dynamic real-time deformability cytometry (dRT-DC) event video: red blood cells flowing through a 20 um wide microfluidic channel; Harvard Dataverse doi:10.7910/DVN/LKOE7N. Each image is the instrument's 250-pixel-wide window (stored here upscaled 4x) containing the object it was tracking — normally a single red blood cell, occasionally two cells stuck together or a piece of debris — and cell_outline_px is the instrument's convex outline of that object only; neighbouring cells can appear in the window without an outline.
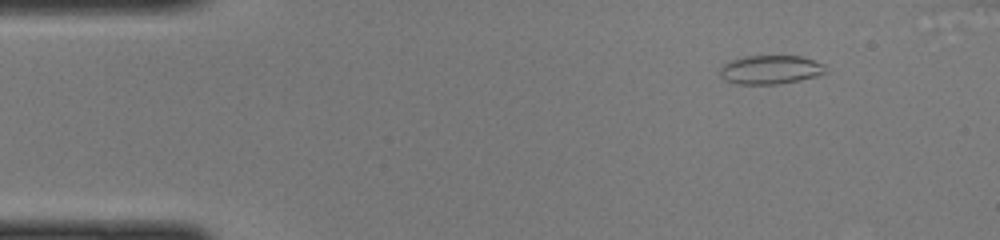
{"species": "common noctule bat (a hibernating species)", "species_latin": "Nyctalus noctula", "temperature_condition": "cold", "stored_images_in_passage": 42, "camera_frame_rate_fps": 3000, "um_per_image_px": 0.085, "animal": {"sex": "female", "body_mass_g": 22.0, "forearm_length_mm": 56.7}, "frame": {"image": 1, "passage_image": 5, "time_ms": 1.333, "image_size_px": [1000, 240], "cell_outline_px": [[828, 72], [816, 76], [800, 80], [780, 84], [736, 84], [724, 80], [720, 76], [720, 68], [724, 64], [732, 60], [744, 56], [800, 56], [824, 64]], "centroid_in_image_um": [65.48, 5.93], "position_along_channel_um": 19.5, "area_um2": 17.8}}
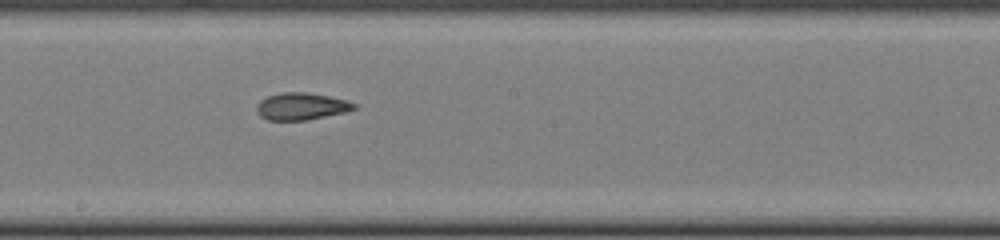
{"frame": {"image": 2, "passage_image": 25, "time_ms": 8.0, "image_size_px": [1000, 240], "cell_outline_px": [[360, 104], [356, 108], [344, 112], [304, 120], [268, 120], [260, 116], [256, 112], [256, 104], [260, 100], [268, 96], [280, 92], [308, 92], [348, 100]], "centroid_in_image_um": [25.61, 9.02], "position_along_channel_um": 222.6, "area_um2": 15.49}}
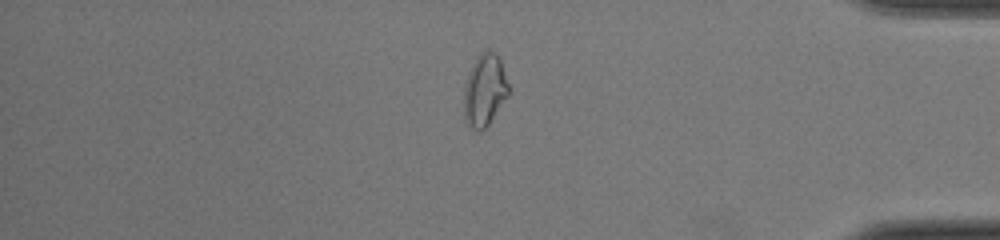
{"frame": {"image": 3, "passage_image": 39, "time_ms": 12.667, "image_size_px": [1000, 240], "cell_outline_px": [[508, 96], [488, 124], [480, 132], [476, 132], [464, 120], [464, 92], [468, 76], [472, 64], [476, 56], [484, 48], [488, 48], [496, 52], [500, 60], [508, 84]], "centroid_in_image_um": [41.18, 7.63], "position_along_channel_um": 394.0, "area_um2": 18.79}}